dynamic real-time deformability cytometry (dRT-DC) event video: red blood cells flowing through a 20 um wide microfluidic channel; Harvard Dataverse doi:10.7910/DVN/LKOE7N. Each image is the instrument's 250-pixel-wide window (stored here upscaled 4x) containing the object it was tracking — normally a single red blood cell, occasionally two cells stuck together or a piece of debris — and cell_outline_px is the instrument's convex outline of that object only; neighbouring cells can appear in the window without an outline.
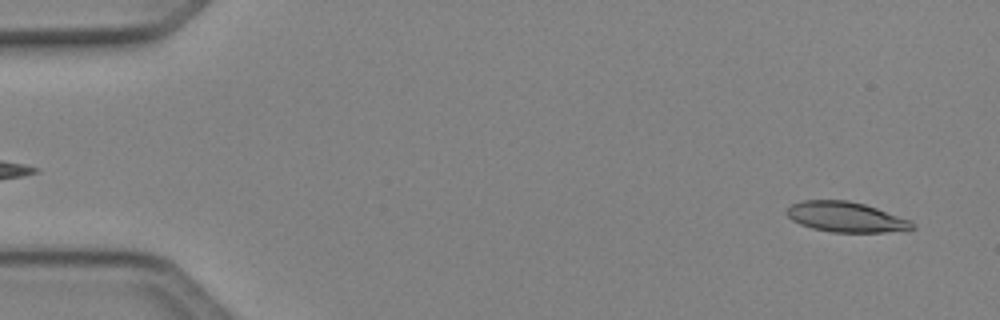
{"species": "Egyptian fruit bat (a non-hibernating species)", "species_latin": "Rousettus aegyptiacus", "temperature_condition": "cold", "stored_images_in_passage": 48, "camera_frame_rate_fps": 3000, "um_per_image_px": 0.085, "animal": {"sex": "female"}, "frame": {"image": 1, "passage_image": 2, "time_ms": 0.333, "image_size_px": [1000, 320], "cell_outline_px": [[916, 228], [884, 232], [832, 232], [812, 228], [800, 224], [792, 220], [784, 212], [792, 204], [800, 200], [848, 200], [864, 204], [912, 220], [916, 224]], "centroid_in_image_um": [71.9, 18.44], "position_along_channel_um": 13.1, "area_um2": 22.14}}
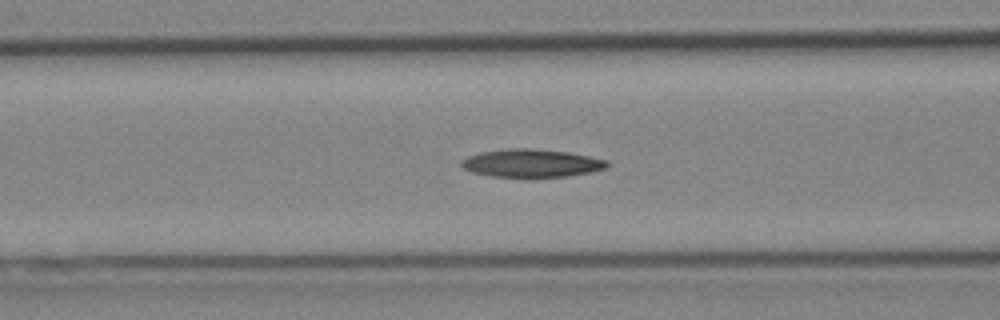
{"frame": {"image": 2, "passage_image": 19, "time_ms": 6.0, "image_size_px": [1000, 320], "cell_outline_px": [[612, 164], [604, 168], [588, 172], [568, 176], [532, 180], [492, 176], [472, 172], [464, 168], [460, 164], [460, 160], [468, 156], [480, 152], [508, 148], [532, 148], [568, 152], [608, 160]], "centroid_in_image_um": [45.16, 13.9], "position_along_channel_um": 121.4, "area_um2": 24.62}}
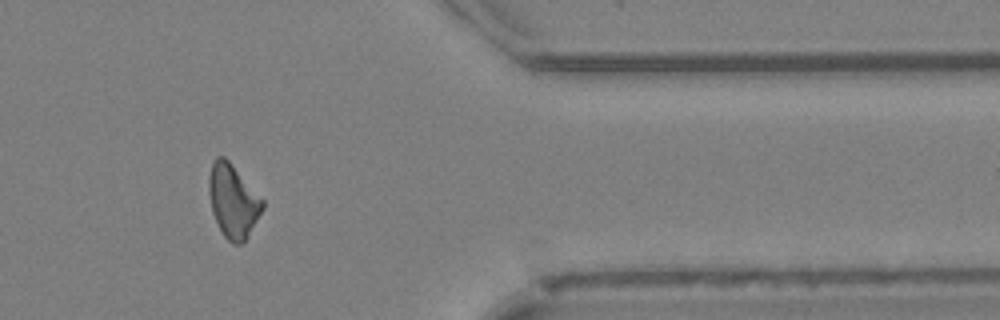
{"frame": {"image": 3, "passage_image": 40, "time_ms": 13.0, "image_size_px": [1000, 320], "cell_outline_px": [[264, 208], [244, 244], [232, 244], [224, 236], [212, 212], [208, 192], [208, 176], [212, 164], [216, 156], [224, 156], [232, 164], [264, 200]], "centroid_in_image_um": [19.81, 17.1], "position_along_channel_um": 391.6, "area_um2": 23.06}, "authors_computed_cell_mechanics": {"area_um2": 22.8599, "velocity_mm_per_s": 4.1494, "shape_relaxation_time_tau1_ms": null, "shape_relaxation_time_tau2_ms": 7.878, "deformation_change_tau1": null, "deformation_change_tau2": 0.2174}}